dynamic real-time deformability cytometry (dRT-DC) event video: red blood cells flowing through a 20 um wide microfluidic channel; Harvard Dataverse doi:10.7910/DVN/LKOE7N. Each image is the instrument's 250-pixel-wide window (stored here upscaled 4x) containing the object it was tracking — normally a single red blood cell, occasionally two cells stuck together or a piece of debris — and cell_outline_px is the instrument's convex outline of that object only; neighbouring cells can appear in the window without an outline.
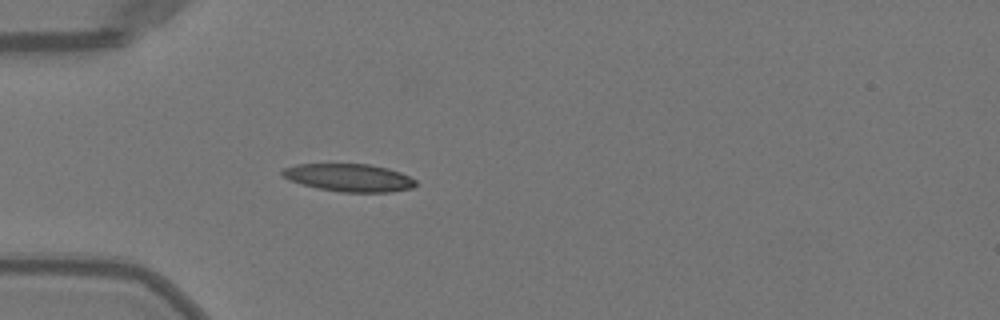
{"species": "Egyptian fruit bat (a non-hibernating species)", "species_latin": "Rousettus aegyptiacus", "temperature_condition": "warm", "stored_images_in_passage": 36, "camera_frame_rate_fps": 3000, "um_per_image_px": 0.085, "animal": {"sex": "female"}, "frame": {"image": 1, "passage_image": 1, "time_ms": 0.0, "image_size_px": [1000, 320], "cell_outline_px": [[416, 184], [412, 188], [388, 192], [340, 192], [316, 188], [292, 180], [284, 176], [280, 172], [284, 168], [296, 164], [368, 164], [388, 168], [400, 172], [416, 180]], "centroid_in_image_um": [29.69, 15.1], "position_along_channel_um": 55.3, "area_um2": 21.39}}
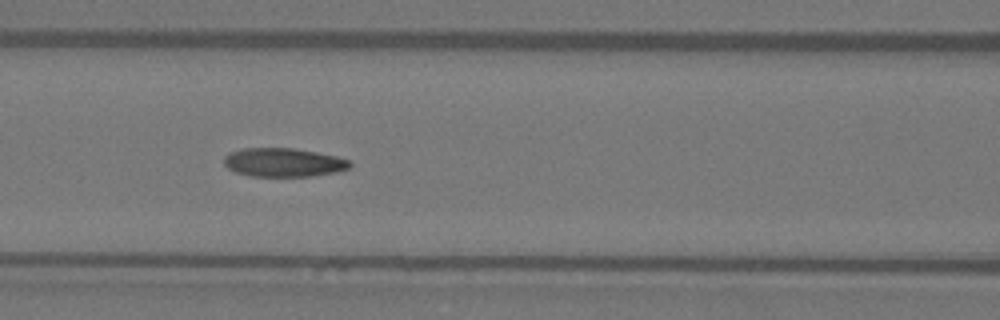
{"frame": {"image": 2, "passage_image": 8, "time_ms": 2.333, "image_size_px": [1000, 320], "cell_outline_px": [[352, 164], [348, 168], [336, 172], [308, 176], [252, 176], [236, 172], [228, 168], [224, 164], [224, 156], [228, 152], [240, 148], [292, 148], [316, 152], [336, 156], [348, 160]], "centroid_in_image_um": [24.05, 13.79], "position_along_channel_um": 142.6, "area_um2": 20.98}}
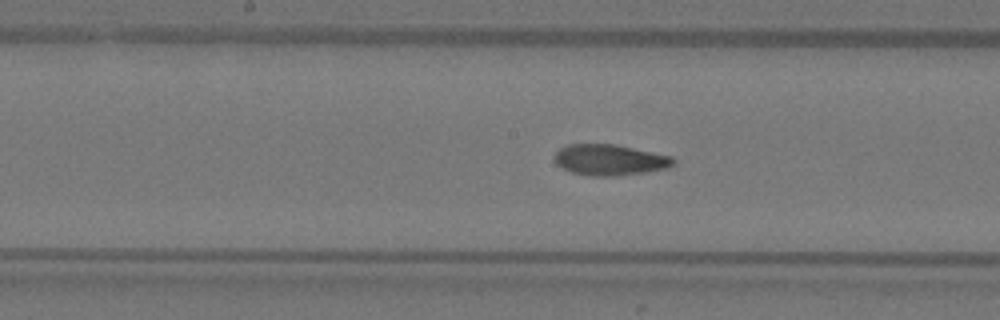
{"frame": {"image": 3, "passage_image": 12, "time_ms": 3.667, "image_size_px": [1000, 320], "cell_outline_px": [[676, 164], [668, 168], [644, 172], [616, 176], [592, 176], [572, 172], [556, 164], [556, 152], [560, 148], [568, 144], [616, 144], [672, 156], [676, 160]], "centroid_in_image_um": [51.88, 13.58], "position_along_channel_um": 196.3, "area_um2": 21.39}, "authors_computed_cell_mechanics": {"area_um2": 21.386, "velocity_mm_per_s": 4.0486, "shape_relaxation_time_tau1_ms": 6.9444, "shape_relaxation_time_tau2_ms": 1.7826, "deformation_change_tau1": 0.216, "deformation_change_tau2": 0.0748}}